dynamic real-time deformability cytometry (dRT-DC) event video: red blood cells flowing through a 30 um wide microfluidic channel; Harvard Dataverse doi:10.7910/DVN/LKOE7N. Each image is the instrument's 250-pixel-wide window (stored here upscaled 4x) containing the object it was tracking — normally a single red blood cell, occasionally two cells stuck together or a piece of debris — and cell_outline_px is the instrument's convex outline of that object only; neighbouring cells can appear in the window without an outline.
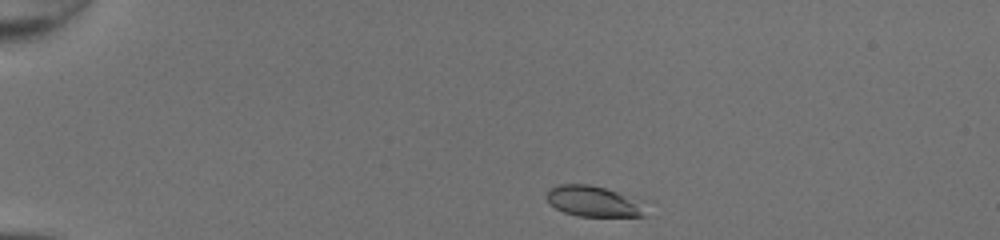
{"species": "common noctule bat (a hibernating species)", "species_latin": "Nyctalus noctula", "temperature_condition": "room temperature", "stored_images_in_passage": 40, "camera_frame_rate_fps": 3000, "um_per_image_px": 0.085, "animal": {"sex": "female", "body_mass_g": 20.0, "forearm_length_mm": 54.0}, "frame": {"image": 1, "passage_image": 1, "time_ms": 0.0, "image_size_px": [1000, 240], "cell_outline_px": [[652, 200], [648, 216], [576, 216], [564, 212], [556, 208], [544, 196], [548, 188], [560, 184], [588, 184]], "centroid_in_image_um": [50.67, 17.11], "position_along_channel_um": 34.3, "area_um2": 18.9}}
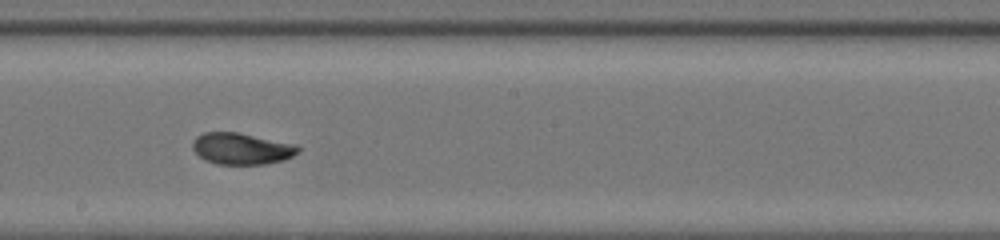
{"frame": {"image": 2, "passage_image": 20, "time_ms": 6.333, "image_size_px": [1000, 240], "cell_outline_px": [[300, 152], [284, 160], [264, 164], [216, 164], [204, 160], [192, 148], [192, 140], [196, 136], [204, 132], [236, 132], [292, 144], [300, 148]], "centroid_in_image_um": [20.48, 12.64], "position_along_channel_um": 227.7, "area_um2": 19.19}}
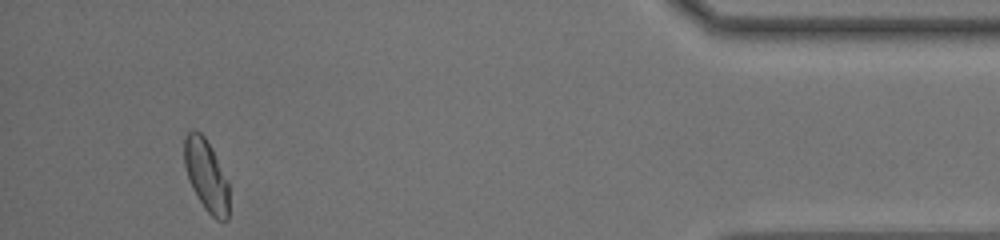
{"frame": {"image": 3, "passage_image": 37, "time_ms": 12.0, "image_size_px": [1000, 240], "cell_outline_px": [[228, 220], [216, 220], [204, 208], [192, 188], [188, 180], [184, 164], [184, 136], [188, 132], [200, 132], [204, 136], [212, 148], [228, 180]], "centroid_in_image_um": [17.53, 14.91], "position_along_channel_um": 417.7, "area_um2": 18.73}, "authors_computed_cell_mechanics": {"area_um2": 18.9584, "velocity_mm_per_s": 4.3059, "shape_relaxation_time_tau1_ms": 4.4332, "shape_relaxation_time_tau2_ms": 0.7336, "deformation_change_tau1": 0.1444, "deformation_change_tau2": 0.0416}}